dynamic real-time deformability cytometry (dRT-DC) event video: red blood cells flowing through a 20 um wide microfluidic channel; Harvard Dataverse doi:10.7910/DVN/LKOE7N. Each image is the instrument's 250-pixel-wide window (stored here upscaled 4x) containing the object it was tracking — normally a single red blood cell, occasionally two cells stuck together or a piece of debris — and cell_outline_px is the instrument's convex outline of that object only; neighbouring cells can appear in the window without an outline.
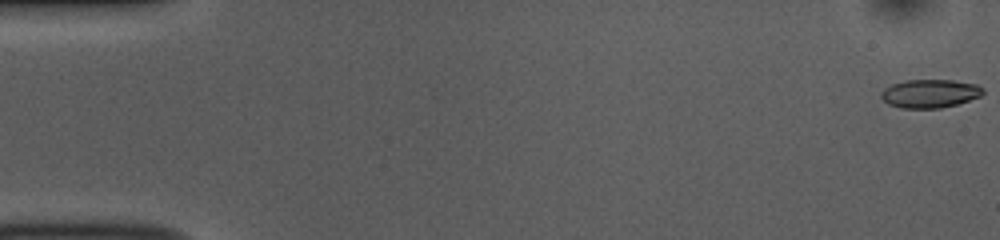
{"species": "common noctule bat (a hibernating species)", "species_latin": "Nyctalus noctula", "temperature_condition": "room temperature", "stored_images_in_passage": 54, "camera_frame_rate_fps": 3000, "um_per_image_px": 0.085, "animal": {"sex": "female", "body_mass_g": 10.0, "forearm_length_mm": 53.1}, "frame": {"image": 1, "passage_image": 1, "time_ms": 0.0, "image_size_px": [1000, 240], "cell_outline_px": [[984, 92], [980, 96], [956, 104], [940, 108], [900, 108], [888, 104], [880, 96], [880, 92], [884, 88], [892, 84], [904, 80], [952, 80], [976, 84], [984, 88]], "centroid_in_image_um": [79.01, 7.94], "position_along_channel_um": 6.0, "area_um2": 16.88}}
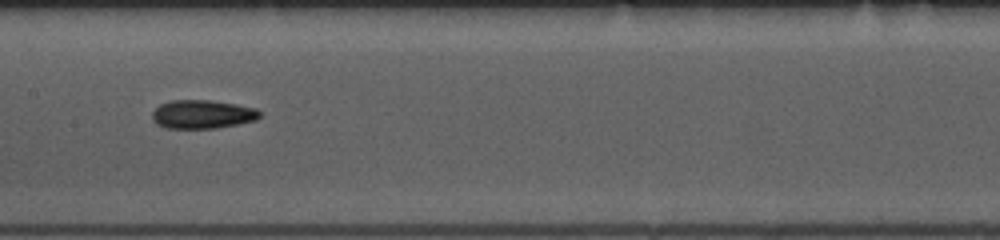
{"frame": {"image": 2, "passage_image": 27, "time_ms": 8.667, "image_size_px": [1000, 240], "cell_outline_px": [[260, 116], [256, 120], [216, 128], [164, 128], [156, 124], [152, 120], [152, 112], [160, 104], [172, 100], [212, 100], [236, 104], [256, 108], [260, 112]], "centroid_in_image_um": [17.18, 9.71], "position_along_channel_um": 190.2, "area_um2": 17.98}}
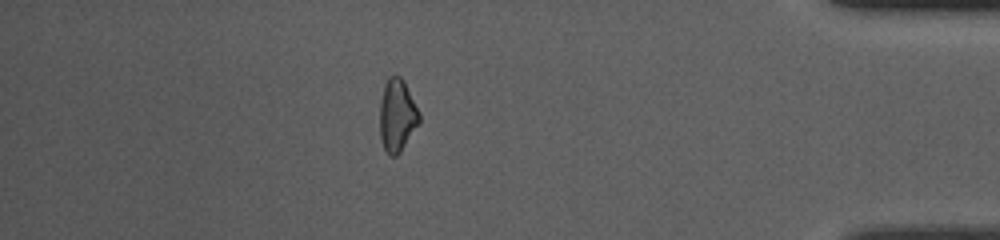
{"frame": {"image": 3, "passage_image": 47, "time_ms": 15.333, "image_size_px": [1000, 240], "cell_outline_px": [[420, 124], [400, 152], [396, 156], [388, 156], [384, 148], [380, 136], [380, 100], [384, 84], [388, 76], [400, 76], [404, 80], [420, 112]], "centroid_in_image_um": [33.77, 9.81], "position_along_channel_um": 401.4, "area_um2": 16.99}, "authors_computed_cell_mechanics": {"area_um2": 17.0799, "velocity_mm_per_s": 3.7749, "shape_relaxation_time_tau1_ms": 4.181, "shape_relaxation_time_tau2_ms": 6.0877, "deformation_change_tau1": 0.1206, "deformation_change_tau2": 0.1516}}